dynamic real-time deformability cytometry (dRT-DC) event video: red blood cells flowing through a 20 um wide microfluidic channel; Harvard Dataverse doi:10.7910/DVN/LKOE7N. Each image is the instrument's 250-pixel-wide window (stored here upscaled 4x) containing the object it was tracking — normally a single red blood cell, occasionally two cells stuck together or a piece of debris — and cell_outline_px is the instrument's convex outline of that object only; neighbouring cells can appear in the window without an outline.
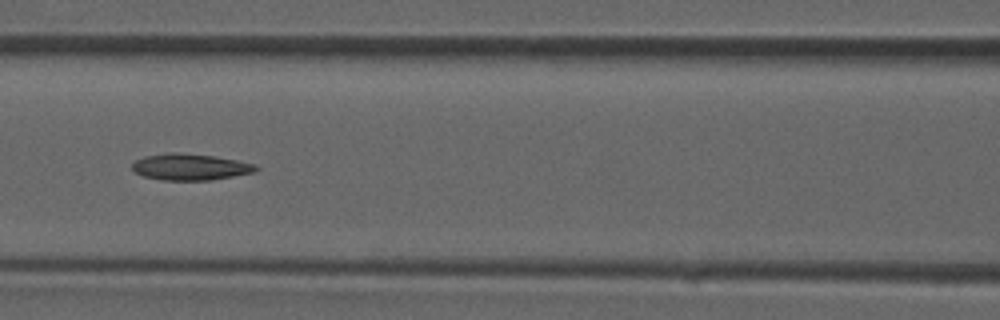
{"species": "common noctule bat (a hibernating species)", "species_latin": "Nyctalus noctula", "temperature_condition": "room temperature", "stored_images_in_passage": 41, "camera_frame_rate_fps": 3000, "um_per_image_px": 0.085, "animal": {"sex": "male", "forearm_length_mm": 52.5}, "frame": {"image": 1, "passage_image": 18, "time_ms": 5.667, "image_size_px": [1000, 320], "cell_outline_px": [[260, 168], [256, 172], [212, 180], [160, 180], [144, 176], [136, 172], [132, 168], [132, 164], [136, 160], [144, 156], [168, 152], [180, 152], [212, 156], [236, 160], [256, 164]], "centroid_in_image_um": [16.19, 14.19], "position_along_channel_um": 150.4, "area_um2": 19.13}}